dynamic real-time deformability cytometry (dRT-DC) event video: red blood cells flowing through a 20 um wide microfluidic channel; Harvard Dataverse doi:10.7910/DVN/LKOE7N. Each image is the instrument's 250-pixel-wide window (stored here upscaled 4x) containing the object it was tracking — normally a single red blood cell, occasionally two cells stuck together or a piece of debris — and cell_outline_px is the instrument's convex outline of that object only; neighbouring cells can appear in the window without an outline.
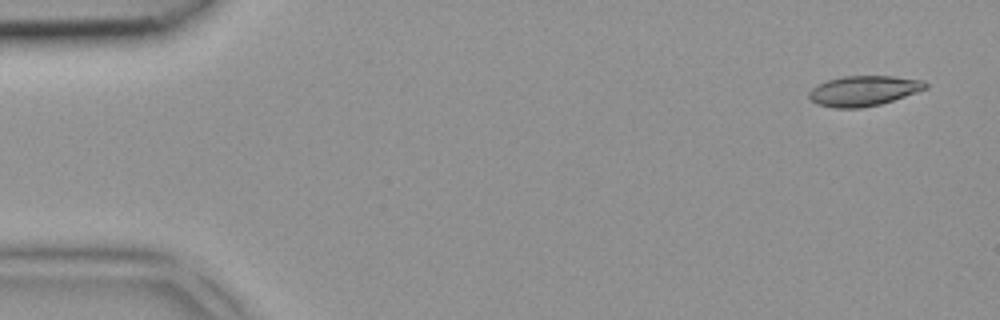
{"species": "common noctule bat (a hibernating species)", "species_latin": "Nyctalus noctula", "temperature_condition": "room temperature", "stored_images_in_passage": 6, "camera_frame_rate_fps": 3000, "um_per_image_px": 0.085, "animal": {"sex": "female", "body_mass_g": 18.4}, "frame": {"image": 1, "passage_image": 1, "time_ms": 0.0, "image_size_px": [1000, 320], "cell_outline_px": [[928, 88], [880, 104], [860, 108], [836, 108], [816, 104], [808, 96], [808, 92], [812, 88], [828, 80], [844, 76], [892, 76], [924, 80], [928, 84]], "centroid_in_image_um": [73.41, 7.72], "position_along_channel_um": 11.6, "area_um2": 20.35}}
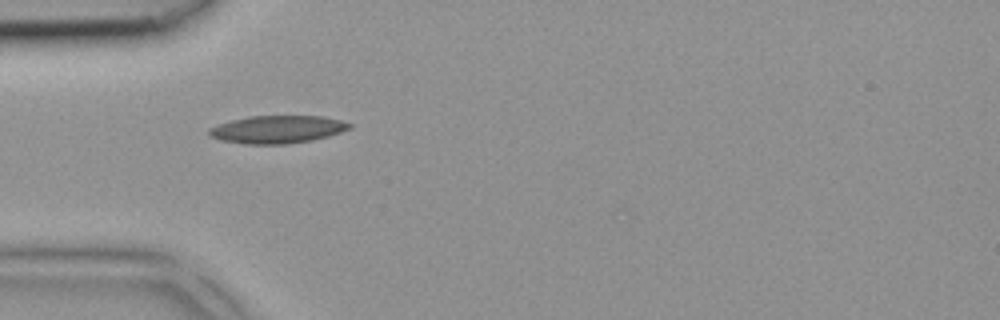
{"frame": {"image": 2, "passage_image": 4, "time_ms": 1.0, "image_size_px": [1000, 320], "cell_outline_px": [[352, 128], [328, 136], [312, 140], [288, 144], [244, 144], [220, 140], [208, 136], [208, 128], [232, 120], [248, 116], [320, 116], [340, 120], [352, 124]], "centroid_in_image_um": [23.55, 11.0], "position_along_channel_um": 61.4, "area_um2": 22.72}}